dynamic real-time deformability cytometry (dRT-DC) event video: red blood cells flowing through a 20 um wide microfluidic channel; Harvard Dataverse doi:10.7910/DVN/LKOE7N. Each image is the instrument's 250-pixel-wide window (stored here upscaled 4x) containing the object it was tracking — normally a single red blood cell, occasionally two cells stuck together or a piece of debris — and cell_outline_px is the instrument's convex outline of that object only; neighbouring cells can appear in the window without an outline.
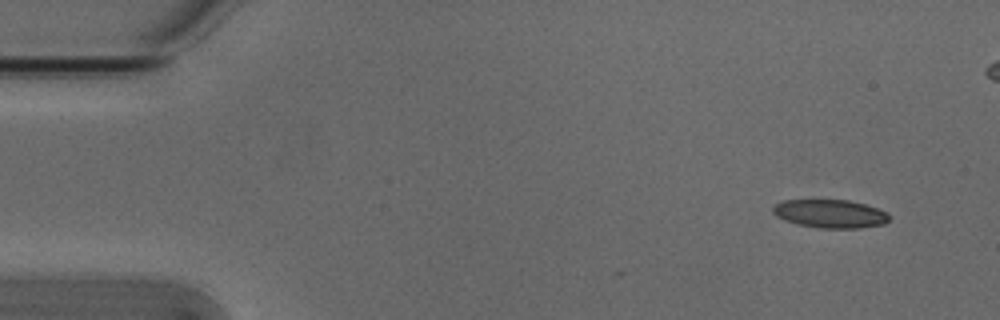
{"species": "Egyptian fruit bat (a non-hibernating species)", "species_latin": "Rousettus aegyptiacus", "temperature_condition": "cold", "stored_images_in_passage": 2, "camera_frame_rate_fps": 3000, "um_per_image_px": 0.085, "animal": {"sex": "male"}, "frame": {"image": 1, "passage_image": 2, "time_ms": 0.333, "image_size_px": [1000, 320], "cell_outline_px": [[888, 220], [884, 224], [860, 228], [820, 228], [800, 224], [784, 220], [776, 216], [772, 212], [772, 208], [776, 204], [784, 200], [848, 200], [864, 204], [876, 208], [884, 212], [888, 216]], "centroid_in_image_um": [70.53, 18.17], "position_along_channel_um": 14.5, "area_um2": 18.96}}